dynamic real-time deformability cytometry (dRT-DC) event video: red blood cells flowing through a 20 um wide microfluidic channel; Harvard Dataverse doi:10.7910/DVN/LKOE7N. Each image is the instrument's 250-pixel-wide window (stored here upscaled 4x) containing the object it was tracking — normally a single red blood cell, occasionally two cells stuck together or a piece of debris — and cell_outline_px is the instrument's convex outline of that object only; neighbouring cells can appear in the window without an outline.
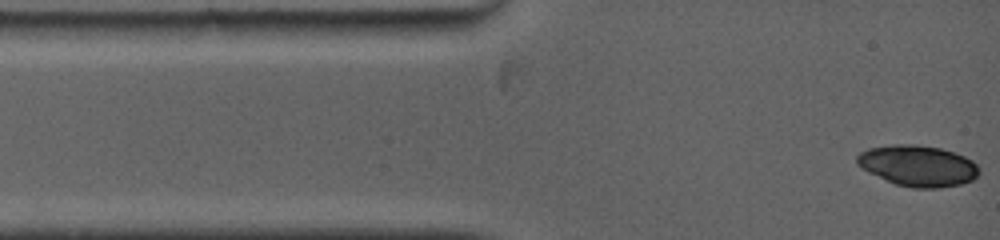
{"species": "common noctule bat (a hibernating species)", "species_latin": "Nyctalus noctula", "temperature_condition": "warm", "stored_images_in_passage": 9, "camera_frame_rate_fps": 5000, "um_per_image_px": 0.085, "animal": {"sex": "female", "body_mass_g": 19.0, "forearm_length_mm": 53.3}, "frame": {"image": 1, "passage_image": 1, "time_ms": 0.0, "image_size_px": [1000, 240], "cell_outline_px": [[980, 172], [972, 180], [960, 184], [940, 188], [912, 188], [896, 184], [868, 172], [856, 164], [856, 156], [860, 152], [868, 148], [892, 144], [916, 144], [940, 148], [964, 156], [972, 160], [980, 168]], "centroid_in_image_um": [78.01, 14.08], "position_along_channel_um": 7.0, "area_um2": 29.25}}